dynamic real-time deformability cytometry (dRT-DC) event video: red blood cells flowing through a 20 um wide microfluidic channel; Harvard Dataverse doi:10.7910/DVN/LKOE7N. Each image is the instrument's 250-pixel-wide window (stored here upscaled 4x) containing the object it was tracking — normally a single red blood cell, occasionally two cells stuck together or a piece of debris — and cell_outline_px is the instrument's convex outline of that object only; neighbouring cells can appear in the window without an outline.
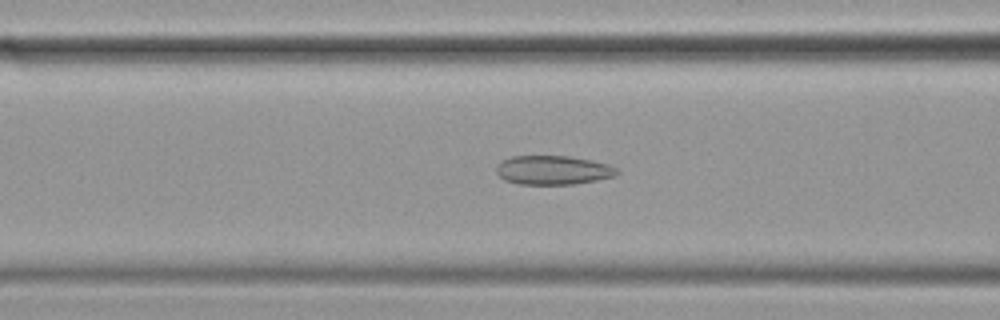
{"species": "common noctule bat (a hibernating species)", "species_latin": "Nyctalus noctula", "temperature_condition": "cold", "stored_images_in_passage": 57, "camera_frame_rate_fps": 3000, "um_per_image_px": 0.085, "animal": {"sex": "female", "body_mass_g": 19.9}, "frame": {"image": 1, "passage_image": 22, "time_ms": 7.0, "image_size_px": [1000, 320], "cell_outline_px": [[620, 172], [616, 176], [596, 180], [572, 184], [520, 184], [504, 180], [496, 172], [496, 164], [512, 156], [568, 156], [592, 160], [608, 164], [616, 168]], "centroid_in_image_um": [47.01, 14.46], "position_along_channel_um": 119.6, "area_um2": 20.4}}
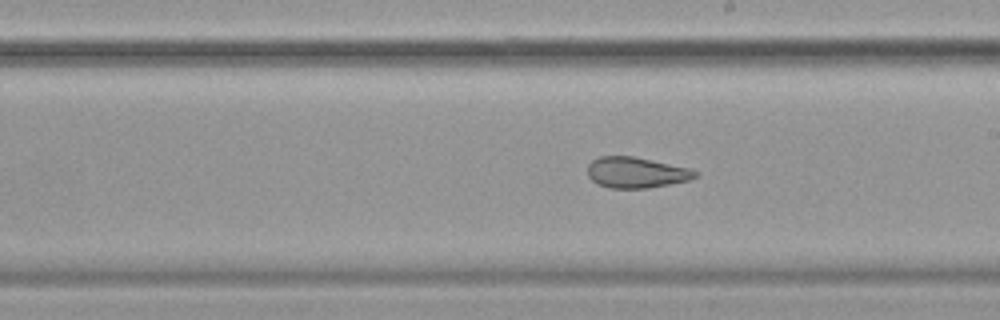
{"frame": {"image": 2, "passage_image": 32, "time_ms": 10.333, "image_size_px": [1000, 320], "cell_outline_px": [[700, 176], [688, 180], [648, 188], [608, 188], [596, 184], [588, 176], [588, 164], [592, 160], [600, 156], [632, 156], [652, 160], [688, 168], [700, 172]], "centroid_in_image_um": [54.06, 14.67], "position_along_channel_um": 234.9, "area_um2": 19.36}}
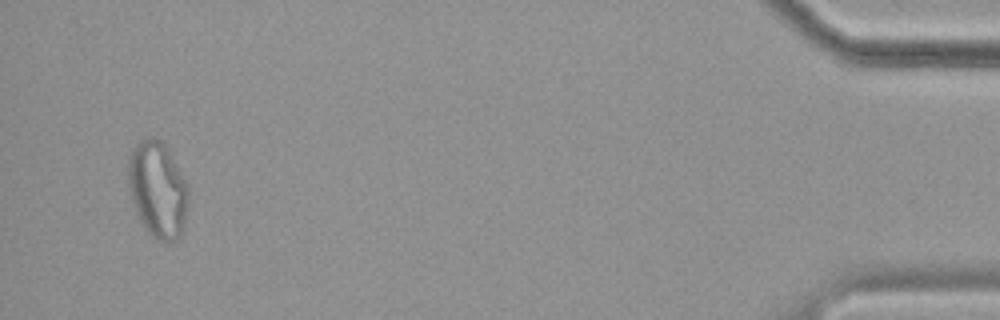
{"frame": {"image": 3, "passage_image": 55, "time_ms": 18.0, "image_size_px": [1000, 320], "cell_outline_px": [[188, 204], [180, 236], [176, 240], [156, 240], [148, 232], [140, 220], [136, 212], [128, 188], [128, 160], [132, 148], [140, 140], [160, 140], [168, 148], [188, 184]], "centroid_in_image_um": [13.4, 16.11], "position_along_channel_um": 421.8, "area_um2": 33.47}, "authors_computed_cell_mechanics": {"area_um2": 24.854, "velocity_mm_per_s": 3.4676, "shape_relaxation_time_tau1_ms": null, "shape_relaxation_time_tau2_ms": 2.2782, "deformation_change_tau1": null, "deformation_change_tau2": 0.0985}}